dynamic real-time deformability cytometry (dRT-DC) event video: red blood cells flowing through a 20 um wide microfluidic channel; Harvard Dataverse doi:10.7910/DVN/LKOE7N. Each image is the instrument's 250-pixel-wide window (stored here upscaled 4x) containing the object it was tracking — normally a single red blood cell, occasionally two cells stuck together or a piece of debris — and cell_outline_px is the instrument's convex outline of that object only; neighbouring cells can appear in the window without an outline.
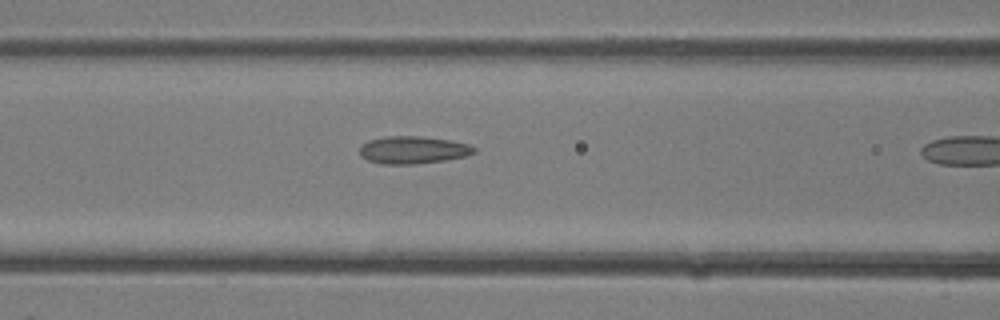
{"species": "common noctule bat (a hibernating species)", "species_latin": "Nyctalus noctula", "temperature_condition": "room temperature", "stored_images_in_passage": 5, "camera_frame_rate_fps": 3000, "um_per_image_px": 0.085, "animal": {"sex": "female"}, "frame": {"image": 1, "passage_image": 4, "time_ms": 1.0, "image_size_px": [1000, 320], "cell_outline_px": [[476, 152], [464, 156], [444, 160], [416, 164], [384, 164], [368, 160], [360, 156], [360, 148], [368, 140], [384, 136], [424, 136], [448, 140], [468, 144], [476, 148]], "centroid_in_image_um": [35.09, 12.74], "position_along_channel_um": 131.5, "area_um2": 18.26}}